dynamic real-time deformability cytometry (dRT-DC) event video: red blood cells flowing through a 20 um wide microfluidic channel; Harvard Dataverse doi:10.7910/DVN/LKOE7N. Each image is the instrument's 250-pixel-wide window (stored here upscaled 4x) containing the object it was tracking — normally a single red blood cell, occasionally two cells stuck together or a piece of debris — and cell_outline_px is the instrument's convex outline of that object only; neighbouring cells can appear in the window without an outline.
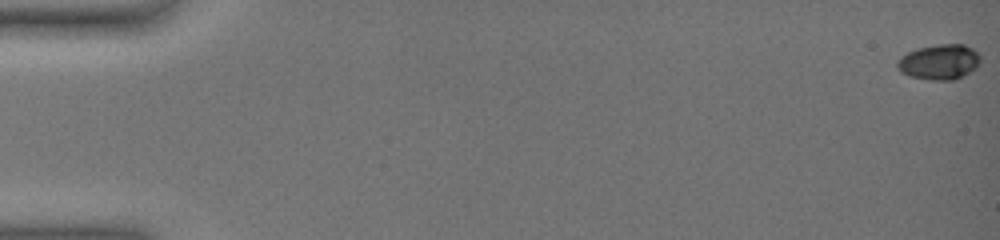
{"species": "common noctule bat (a hibernating species)", "species_latin": "Nyctalus noctula", "temperature_condition": "warm", "stored_images_in_passage": 57, "camera_frame_rate_fps": 3000, "um_per_image_px": 0.085, "animal": {"sex": "female", "body_mass_g": 19.0, "forearm_length_mm": 51.5}, "frame": {"image": 1, "passage_image": 1, "time_ms": 0.0, "image_size_px": [1000, 240], "cell_outline_px": [[980, 64], [976, 68], [952, 80], [932, 80], [912, 76], [904, 72], [896, 64], [900, 56], [908, 52], [920, 48], [940, 44], [964, 44], [972, 48], [980, 56]], "centroid_in_image_um": [79.87, 5.25], "position_along_channel_um": 5.1, "area_um2": 16.65}}
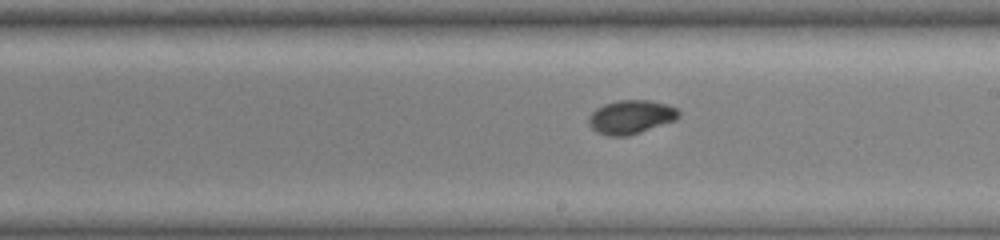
{"frame": {"image": 2, "passage_image": 36, "time_ms": 11.667, "image_size_px": [1000, 240], "cell_outline_px": [[680, 116], [676, 120], [628, 136], [608, 136], [596, 132], [588, 124], [588, 116], [596, 108], [604, 104], [616, 100], [652, 100], [668, 104], [676, 108], [680, 112]], "centroid_in_image_um": [53.62, 9.93], "position_along_channel_um": 235.4, "area_um2": 17.92}}
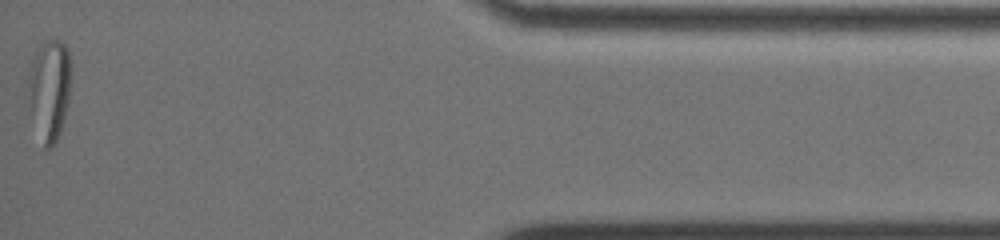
{"frame": {"image": 3, "passage_image": 57, "time_ms": 18.667, "image_size_px": [1000, 240], "cell_outline_px": [[68, 100], [60, 132], [52, 148], [44, 152], [32, 108], [28, 80], [28, 72], [32, 60], [40, 44], [44, 40], [60, 40], [68, 48]], "centroid_in_image_um": [4.19, 7.6], "position_along_channel_um": 431.0, "area_um2": 24.16}, "authors_computed_cell_mechanics": {"area_um2": 16.8198, "velocity_mm_per_s": 3.5523, "shape_relaxation_time_tau1_ms": 4.5496, "shape_relaxation_time_tau2_ms": 2.5338, "deformation_change_tau1": 0.1524, "deformation_change_tau2": 0.032}}